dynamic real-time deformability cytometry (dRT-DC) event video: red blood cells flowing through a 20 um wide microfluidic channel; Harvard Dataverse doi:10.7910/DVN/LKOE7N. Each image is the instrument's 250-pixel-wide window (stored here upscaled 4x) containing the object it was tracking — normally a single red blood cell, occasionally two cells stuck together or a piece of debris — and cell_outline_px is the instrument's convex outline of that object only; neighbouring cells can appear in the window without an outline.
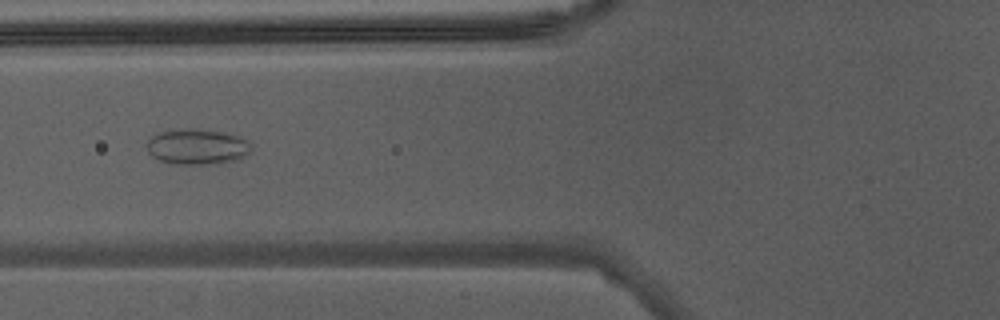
{"species": "Egyptian fruit bat (a non-hibernating species)", "species_latin": "Rousettus aegyptiacus", "temperature_condition": "warm", "stored_images_in_passage": 48, "camera_frame_rate_fps": 3000, "um_per_image_px": 0.085, "animal": {"sex": "male"}, "frame": {"image": 1, "passage_image": 21, "time_ms": 6.667, "image_size_px": [1000, 320], "cell_outline_px": [[252, 148], [240, 160], [220, 164], [168, 164], [152, 156], [148, 152], [148, 140], [152, 136], [160, 132], [188, 128], [196, 128], [224, 132], [248, 140], [252, 144]], "centroid_in_image_um": [16.79, 12.49], "position_along_channel_um": 109.0, "area_um2": 21.91}}